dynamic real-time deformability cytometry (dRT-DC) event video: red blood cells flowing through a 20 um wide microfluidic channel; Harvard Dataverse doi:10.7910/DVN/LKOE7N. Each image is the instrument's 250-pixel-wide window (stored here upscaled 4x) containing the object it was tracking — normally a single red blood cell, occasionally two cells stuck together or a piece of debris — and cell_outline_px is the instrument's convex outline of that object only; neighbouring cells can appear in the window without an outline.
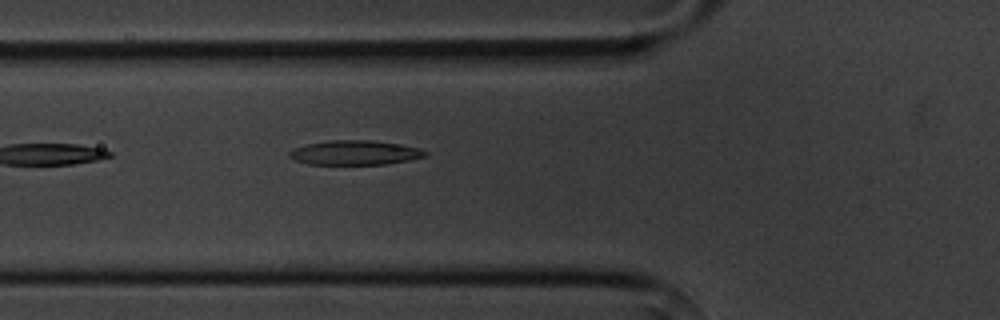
{"species": "common noctule bat (a hibernating species)", "species_latin": "Nyctalus noctula", "temperature_condition": "cold", "stored_images_in_passage": 5, "camera_frame_rate_fps": 3000, "um_per_image_px": 0.085, "animal": {"sex": "male", "body_mass_g": 20.1, "forearm_length_mm": 53.5}, "frame": {"image": 1, "passage_image": 5, "time_ms": 6.0, "image_size_px": [1000, 320], "cell_outline_px": [[428, 156], [388, 164], [308, 164], [296, 160], [288, 156], [288, 152], [292, 148], [304, 144], [328, 140], [372, 140], [400, 144], [420, 148], [428, 152]], "centroid_in_image_um": [30.16, 12.97], "position_along_channel_um": 95.6, "area_um2": 19.59}}